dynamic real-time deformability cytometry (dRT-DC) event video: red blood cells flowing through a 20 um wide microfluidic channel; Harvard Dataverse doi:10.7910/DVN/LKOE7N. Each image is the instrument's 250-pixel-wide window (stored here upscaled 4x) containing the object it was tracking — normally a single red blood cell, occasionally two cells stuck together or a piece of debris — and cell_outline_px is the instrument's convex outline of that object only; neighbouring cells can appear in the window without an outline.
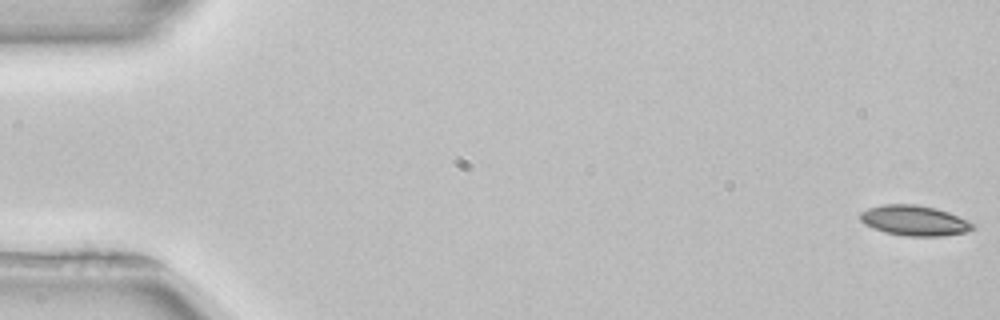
{"species": "common noctule bat (a hibernating species)", "species_latin": "Nyctalus noctula", "temperature_condition": "room temperature", "stored_images_in_passage": 54, "camera_frame_rate_fps": 3000, "um_per_image_px": 0.085, "animal": {"sex": "female", "body_mass_g": 22.7, "forearm_length_mm": 54.2}, "frame": {"image": 1, "passage_image": 1, "time_ms": 0.0, "image_size_px": [1000, 320], "cell_outline_px": [[976, 228], [968, 232], [940, 236], [904, 236], [884, 232], [872, 228], [864, 224], [860, 220], [860, 212], [868, 208], [884, 204], [916, 204], [936, 208], [948, 212], [968, 220], [976, 224]], "centroid_in_image_um": [77.74, 18.75], "position_along_channel_um": 7.3, "area_um2": 20.11}}
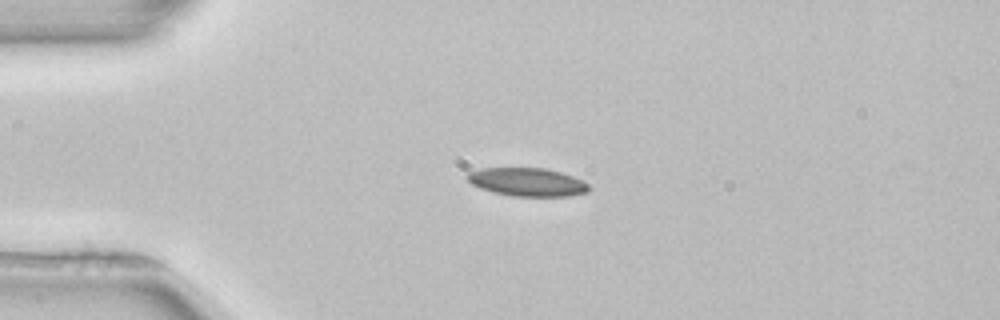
{"frame": {"image": 2, "passage_image": 13, "time_ms": 4.0, "image_size_px": [1000, 320], "cell_outline_px": [[592, 188], [588, 192], [568, 196], [512, 196], [492, 192], [480, 188], [472, 184], [464, 176], [468, 172], [484, 168], [544, 168], [560, 172], [584, 180]], "centroid_in_image_um": [44.83, 15.47], "position_along_channel_um": 40.2, "area_um2": 20.17}}
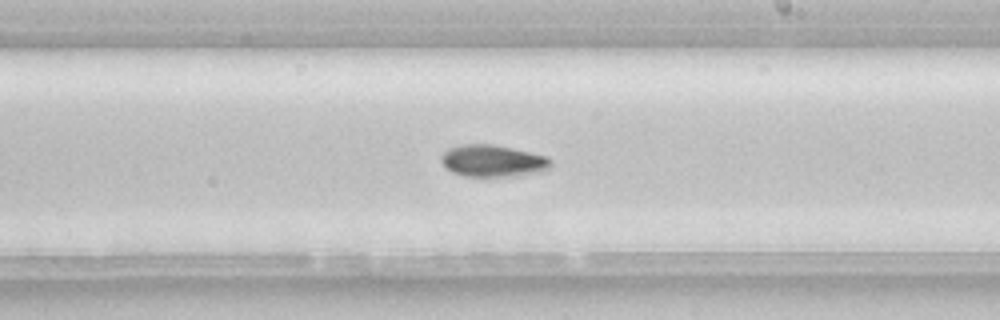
{"frame": {"image": 3, "passage_image": 31, "time_ms": 10.0, "image_size_px": [1000, 320], "cell_outline_px": [[552, 168], [540, 172], [512, 176], [464, 176], [452, 172], [444, 168], [440, 160], [440, 156], [448, 148], [460, 144], [492, 144], [512, 148], [548, 156], [552, 160]], "centroid_in_image_um": [41.88, 13.67], "position_along_channel_um": 247.1, "area_um2": 20.69}}